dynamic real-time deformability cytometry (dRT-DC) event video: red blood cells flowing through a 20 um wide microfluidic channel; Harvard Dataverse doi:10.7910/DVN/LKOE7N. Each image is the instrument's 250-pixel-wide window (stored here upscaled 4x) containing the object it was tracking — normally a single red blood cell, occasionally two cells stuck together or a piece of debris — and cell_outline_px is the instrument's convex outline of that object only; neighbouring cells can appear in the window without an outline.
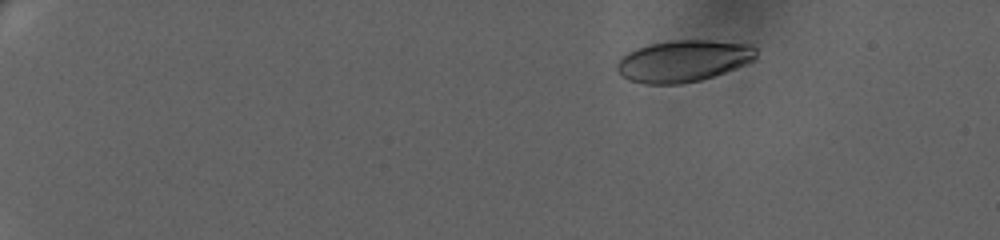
{"species": "human", "species_latin": "Homo sapiens", "temperature_condition": "warm", "stored_images_in_passage": 57, "camera_frame_rate_fps": 3000, "um_per_image_px": 0.085, "donor": {"sex": "female"}, "frame": {"image": 1, "passage_image": 1, "time_ms": 0.0, "image_size_px": [1000, 240], "cell_outline_px": [[760, 48], [756, 60], [736, 68], [700, 80], [680, 84], [644, 84], [628, 80], [620, 76], [616, 72], [616, 64], [620, 56], [636, 48], [648, 44], [672, 40], [708, 40], [752, 44]], "centroid_in_image_um": [58.09, 5.17], "position_along_channel_um": 26.9, "area_um2": 34.45}}
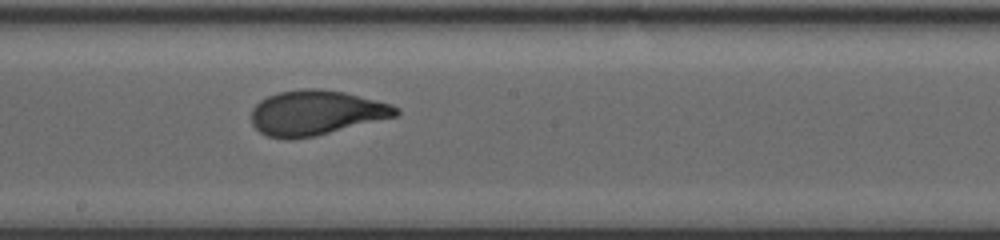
{"frame": {"image": 2, "passage_image": 32, "time_ms": 10.333, "image_size_px": [1000, 240], "cell_outline_px": [[400, 112], [396, 116], [312, 136], [292, 140], [288, 140], [268, 136], [260, 132], [252, 124], [252, 108], [260, 100], [268, 96], [280, 92], [304, 88], [320, 88], [344, 92], [392, 104], [400, 108]], "centroid_in_image_um": [26.84, 9.57], "position_along_channel_um": 221.4, "area_um2": 37.51}}
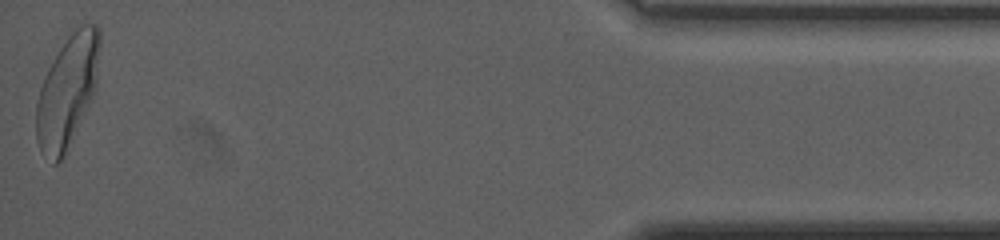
{"frame": {"image": 3, "passage_image": 57, "time_ms": 18.667, "image_size_px": [1000, 240], "cell_outline_px": [[100, 44], [96, 88], [92, 100], [60, 160], [56, 164], [52, 164], [40, 152], [36, 140], [36, 104], [40, 88], [44, 76], [48, 68], [60, 48], [68, 36], [80, 24], [96, 24], [100, 28]], "centroid_in_image_um": [5.72, 7.74], "position_along_channel_um": 429.5, "area_um2": 41.21}, "authors_computed_cell_mechanics": {"area_um2": 37.1654, "velocity_mm_per_s": 3.2672, "shape_relaxation_time_tau1_ms": 5.272, "shape_relaxation_time_tau2_ms": null, "deformation_change_tau1": 0.2109, "deformation_change_tau2": null}}